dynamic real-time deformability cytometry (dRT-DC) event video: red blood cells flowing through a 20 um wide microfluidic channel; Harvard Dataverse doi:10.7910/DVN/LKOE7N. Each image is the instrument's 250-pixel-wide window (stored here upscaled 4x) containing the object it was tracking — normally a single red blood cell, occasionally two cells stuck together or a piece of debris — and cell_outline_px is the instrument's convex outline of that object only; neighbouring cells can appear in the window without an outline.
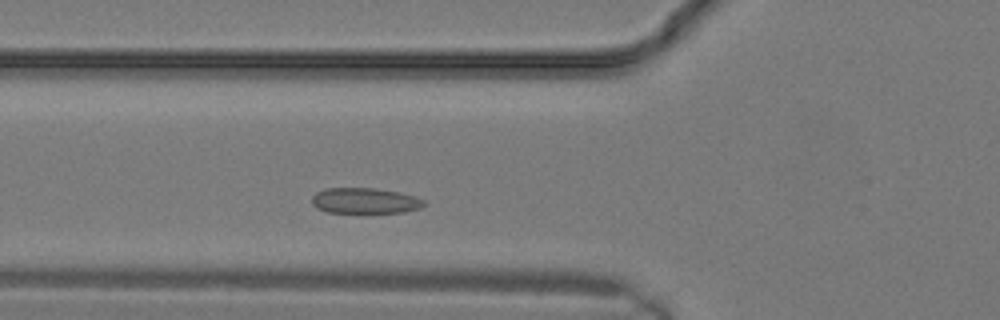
{"species": "common noctule bat (a hibernating species)", "species_latin": "Nyctalus noctula", "temperature_condition": "warm", "stored_images_in_passage": 3, "camera_frame_rate_fps": 3000, "um_per_image_px": 0.085, "animal": {"sex": "male", "body_mass_g": 19.2, "forearm_length_mm": 51.8}, "frame": {"image": 1, "passage_image": 3, "time_ms": 0.667, "image_size_px": [1000, 320], "cell_outline_px": [[424, 204], [420, 208], [404, 212], [364, 216], [328, 212], [316, 208], [312, 204], [312, 196], [316, 192], [328, 188], [376, 188], [400, 192], [416, 196], [424, 200]], "centroid_in_image_um": [31.02, 17.12], "position_along_channel_um": 94.8, "area_um2": 17.8}}